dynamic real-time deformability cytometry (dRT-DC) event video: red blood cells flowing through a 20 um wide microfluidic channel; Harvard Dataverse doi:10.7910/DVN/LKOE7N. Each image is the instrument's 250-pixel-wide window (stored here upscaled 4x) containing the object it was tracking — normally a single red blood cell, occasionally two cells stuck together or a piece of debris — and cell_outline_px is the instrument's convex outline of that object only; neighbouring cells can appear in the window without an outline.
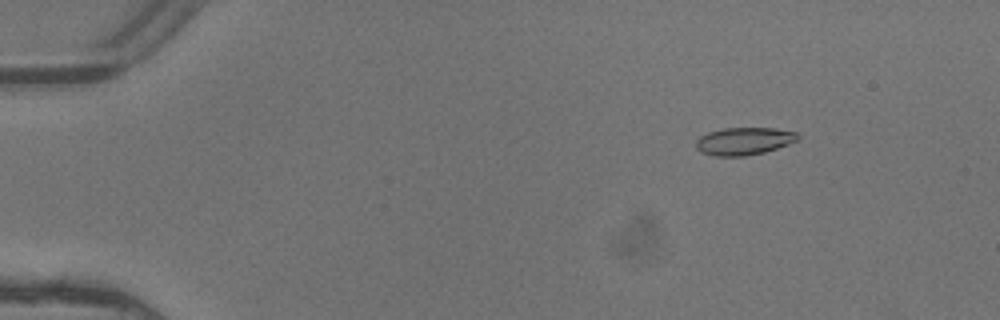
{"species": "common noctule bat (a hibernating species)", "species_latin": "Nyctalus noctula", "temperature_condition": "warm", "stored_images_in_passage": 5, "camera_frame_rate_fps": 3000, "um_per_image_px": 0.085, "animal": {"sex": "female"}, "frame": {"image": 1, "passage_image": 3, "time_ms": 0.667, "image_size_px": [1000, 320], "cell_outline_px": [[800, 136], [796, 140], [788, 144], [764, 152], [744, 156], [712, 156], [700, 152], [696, 148], [696, 140], [700, 136], [708, 132], [724, 128], [776, 128], [796, 132]], "centroid_in_image_um": [63.2, 11.99], "position_along_channel_um": 21.8, "area_um2": 16.36}}
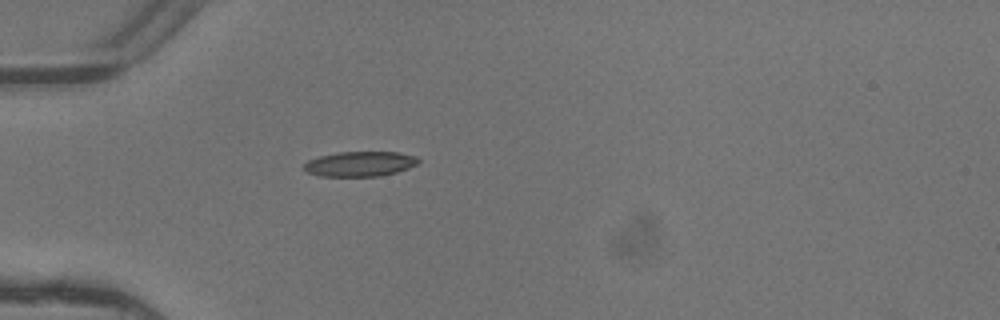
{"frame": {"image": 2, "passage_image": 5, "time_ms": 1.333, "image_size_px": [1000, 320], "cell_outline_px": [[420, 160], [416, 164], [408, 168], [396, 172], [380, 176], [320, 176], [308, 172], [304, 168], [304, 164], [308, 160], [320, 156], [340, 152], [400, 152], [416, 156]], "centroid_in_image_um": [30.61, 13.93], "position_along_channel_um": 54.4, "area_um2": 16.53}}